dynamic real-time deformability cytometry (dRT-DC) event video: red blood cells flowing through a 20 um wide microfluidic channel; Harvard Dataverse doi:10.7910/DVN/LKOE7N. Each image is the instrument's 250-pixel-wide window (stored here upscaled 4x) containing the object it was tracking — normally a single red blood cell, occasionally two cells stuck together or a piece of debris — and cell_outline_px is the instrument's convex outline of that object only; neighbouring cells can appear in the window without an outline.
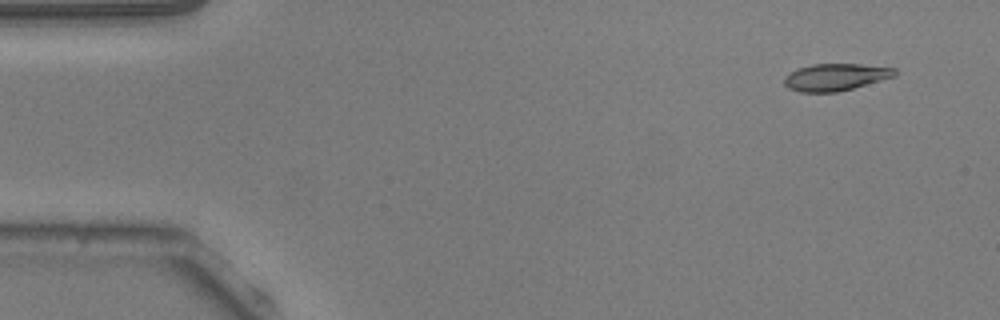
{"species": "common noctule bat (a hibernating species)", "species_latin": "Nyctalus noctula", "temperature_condition": "warm", "stored_images_in_passage": 53, "camera_frame_rate_fps": 3000, "um_per_image_px": 0.085, "animal": {"sex": "male", "body_mass_g": 20.5, "forearm_length_mm": 52.5}, "frame": {"image": 1, "passage_image": 4, "time_ms": 1.0, "image_size_px": [1000, 320], "cell_outline_px": [[896, 76], [852, 88], [836, 92], [800, 92], [788, 88], [784, 84], [784, 76], [796, 68], [812, 64], [860, 64], [896, 68]], "centroid_in_image_um": [70.99, 6.54], "position_along_channel_um": 14.0, "area_um2": 17.46}}
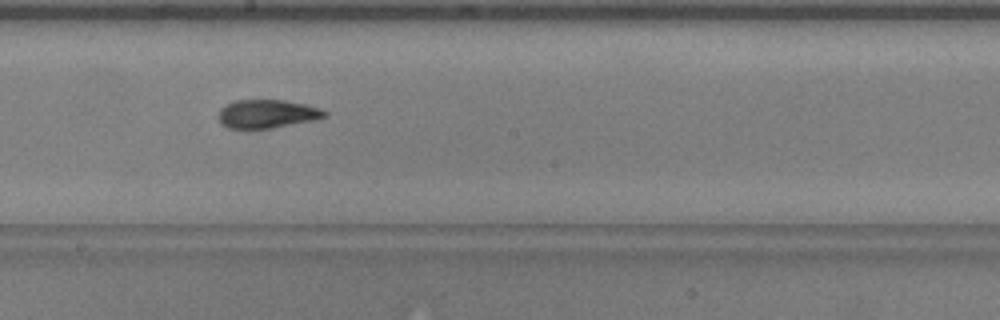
{"frame": {"image": 2, "passage_image": 29, "time_ms": 9.333, "image_size_px": [1000, 320], "cell_outline_px": [[328, 116], [312, 120], [272, 128], [228, 128], [220, 124], [220, 108], [236, 100], [284, 100], [308, 104], [320, 108], [328, 112]], "centroid_in_image_um": [22.74, 9.67], "position_along_channel_um": 225.5, "area_um2": 17.51}}
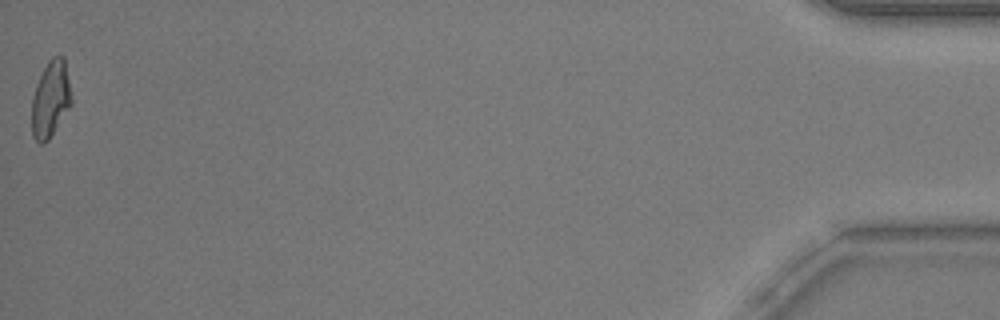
{"frame": {"image": 3, "passage_image": 53, "time_ms": 17.333, "image_size_px": [1000, 320], "cell_outline_px": [[72, 104], [48, 140], [44, 144], [40, 144], [32, 136], [32, 96], [36, 84], [48, 60], [52, 56], [64, 56], [72, 100]], "centroid_in_image_um": [4.29, 8.43], "position_along_channel_um": 430.9, "area_um2": 17.63}, "authors_computed_cell_mechanics": {"area_um2": 17.6868, "velocity_mm_per_s": 3.8271, "shape_relaxation_time_tau1_ms": 6.0764, "shape_relaxation_time_tau2_ms": 3.4655, "deformation_change_tau1": 0.2067, "deformation_change_tau2": 0.0859}}